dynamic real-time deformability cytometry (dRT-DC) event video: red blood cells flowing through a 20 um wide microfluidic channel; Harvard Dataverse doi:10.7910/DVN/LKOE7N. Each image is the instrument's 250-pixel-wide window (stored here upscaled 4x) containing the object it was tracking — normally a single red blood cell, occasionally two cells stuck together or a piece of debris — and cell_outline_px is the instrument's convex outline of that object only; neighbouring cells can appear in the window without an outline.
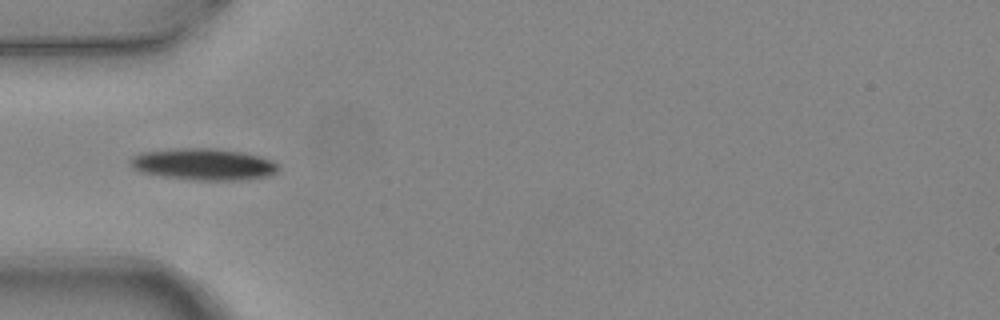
{"species": "common noctule bat (a hibernating species)", "species_latin": "Nyctalus noctula", "temperature_condition": "warm", "stored_images_in_passage": 4, "camera_frame_rate_fps": 3000, "um_per_image_px": 0.085, "animal": {"sex": "female", "body_mass_g": 24.6, "forearm_length_mm": 56.2}, "frame": {"image": 1, "passage_image": 4, "time_ms": 1.0, "image_size_px": [1000, 320], "cell_outline_px": [[280, 168], [276, 172], [268, 176], [240, 180], [196, 180], [164, 176], [140, 172], [132, 168], [128, 160], [132, 156], [140, 152], [180, 148], [216, 148], [244, 152], [260, 156], [272, 160]], "centroid_in_image_um": [17.29, 13.95], "position_along_channel_um": 67.7, "area_um2": 27.46}}